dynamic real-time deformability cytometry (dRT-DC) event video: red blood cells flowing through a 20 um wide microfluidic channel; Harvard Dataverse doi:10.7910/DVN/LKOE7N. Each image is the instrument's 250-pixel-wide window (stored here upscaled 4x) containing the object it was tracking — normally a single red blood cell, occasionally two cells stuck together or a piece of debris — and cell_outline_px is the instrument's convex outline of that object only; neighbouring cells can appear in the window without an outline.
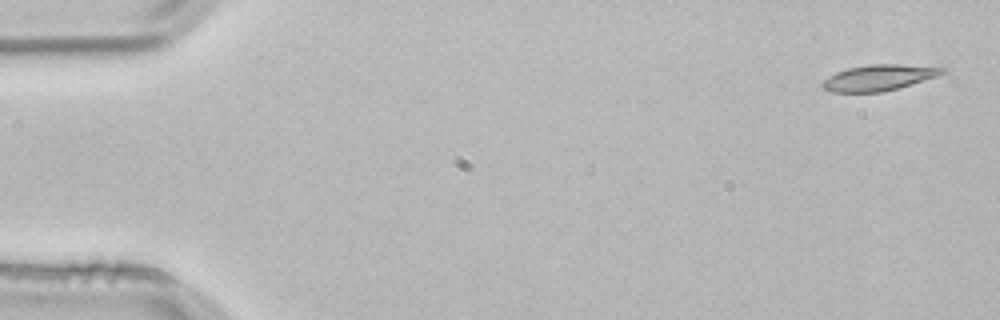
{"species": "common noctule bat (a hibernating species)", "species_latin": "Nyctalus noctula", "temperature_condition": "room temperature", "stored_images_in_passage": 4, "camera_frame_rate_fps": 3000, "um_per_image_px": 0.085, "animal": {"sex": "male", "body_mass_g": 21.5, "forearm_length_mm": 52.0}, "frame": {"image": 1, "passage_image": 1, "time_ms": 0.0, "image_size_px": [1000, 320], "cell_outline_px": [[944, 72], [936, 76], [896, 88], [880, 92], [832, 92], [824, 88], [820, 84], [824, 80], [836, 72], [848, 68], [872, 64], [900, 64], [944, 68]], "centroid_in_image_um": [74.63, 6.6], "position_along_channel_um": 10.4, "area_um2": 17.57}}